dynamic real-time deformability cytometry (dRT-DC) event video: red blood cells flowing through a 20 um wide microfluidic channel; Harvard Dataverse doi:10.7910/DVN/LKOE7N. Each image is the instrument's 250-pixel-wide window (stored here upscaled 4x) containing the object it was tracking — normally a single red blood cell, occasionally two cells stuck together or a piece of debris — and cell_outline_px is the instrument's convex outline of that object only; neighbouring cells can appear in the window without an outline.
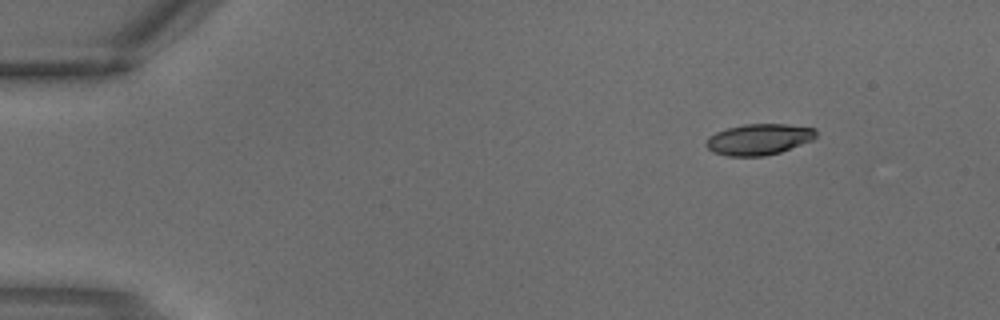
{"species": "common noctule bat (a hibernating species)", "species_latin": "Nyctalus noctula", "temperature_condition": "warm", "stored_images_in_passage": 3, "camera_frame_rate_fps": 3000, "um_per_image_px": 0.085, "animal": {"sex": "male", "body_mass_g": 18.8}, "frame": {"image": 1, "passage_image": 1, "time_ms": 0.0, "image_size_px": [1000, 320], "cell_outline_px": [[816, 136], [812, 140], [780, 152], [764, 156], [728, 156], [712, 152], [704, 144], [708, 136], [716, 132], [728, 128], [744, 124], [784, 124], [816, 128]], "centroid_in_image_um": [64.47, 11.84], "position_along_channel_um": 20.5, "area_um2": 19.88}}
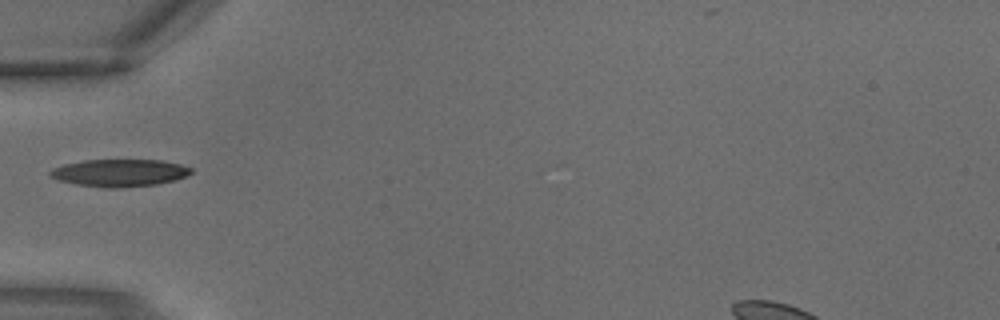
{"frame": {"image": 2, "passage_image": 3, "time_ms": 0.667, "image_size_px": [1000, 320], "cell_outline_px": [[192, 172], [188, 176], [176, 180], [156, 184], [120, 188], [104, 188], [76, 184], [60, 180], [48, 176], [48, 172], [52, 168], [64, 164], [84, 160], [160, 160], [180, 164], [192, 168]], "centroid_in_image_um": [10.16, 14.69], "position_along_channel_um": 74.8, "area_um2": 22.6}}